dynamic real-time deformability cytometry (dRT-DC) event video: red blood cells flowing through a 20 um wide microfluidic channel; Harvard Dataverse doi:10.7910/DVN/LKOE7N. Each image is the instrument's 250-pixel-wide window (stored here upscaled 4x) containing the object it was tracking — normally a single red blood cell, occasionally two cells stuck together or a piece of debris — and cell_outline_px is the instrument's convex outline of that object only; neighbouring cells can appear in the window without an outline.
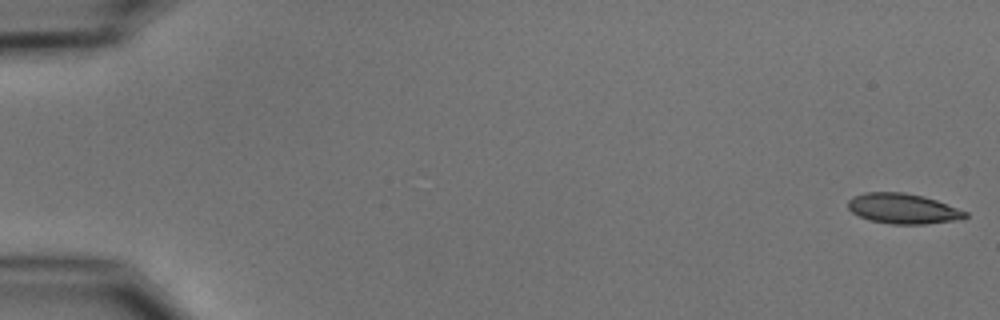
{"species": "common noctule bat (a hibernating species)", "species_latin": "Nyctalus noctula", "temperature_condition": "cold", "stored_images_in_passage": 54, "camera_frame_rate_fps": 3000, "um_per_image_px": 0.085, "animal": {"sex": "male", "body_mass_g": 15.6}, "frame": {"image": 1, "passage_image": 1, "time_ms": 0.0, "image_size_px": [1000, 320], "cell_outline_px": [[968, 216], [956, 220], [924, 224], [892, 224], [868, 220], [852, 212], [848, 208], [848, 200], [852, 196], [864, 192], [904, 192], [924, 196], [936, 200], [968, 212]], "centroid_in_image_um": [76.73, 17.72], "position_along_channel_um": 8.3, "area_um2": 20.69}}
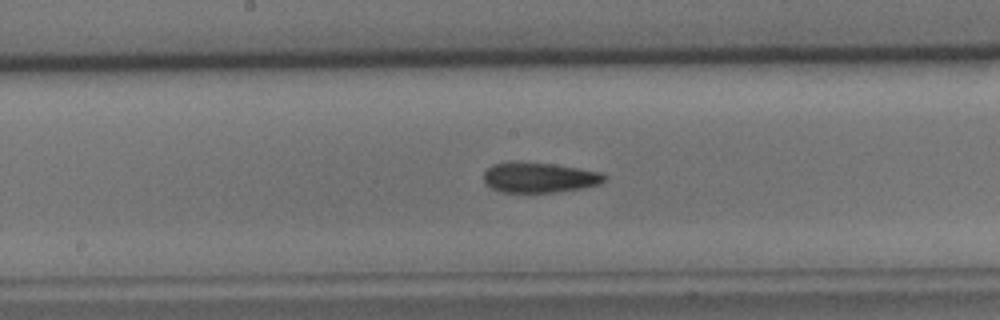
{"frame": {"image": 2, "passage_image": 29, "time_ms": 9.333, "image_size_px": [1000, 320], "cell_outline_px": [[608, 176], [600, 184], [580, 188], [556, 192], [500, 192], [484, 184], [484, 172], [492, 164], [512, 160], [516, 160], [552, 164], [600, 172]], "centroid_in_image_um": [45.78, 15.07], "position_along_channel_um": 202.4, "area_um2": 21.44}}
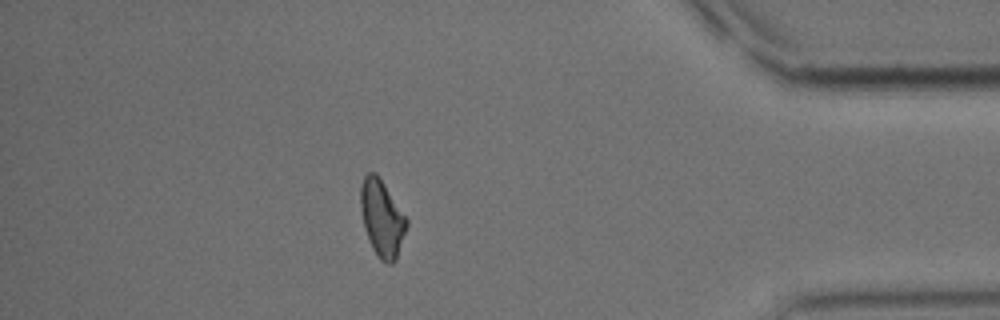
{"frame": {"image": 3, "passage_image": 48, "time_ms": 15.667, "image_size_px": [1000, 320], "cell_outline_px": [[408, 224], [396, 260], [392, 264], [388, 264], [380, 260], [372, 248], [364, 228], [360, 208], [360, 188], [364, 176], [368, 172], [376, 172], [408, 220]], "centroid_in_image_um": [32.45, 18.57], "position_along_channel_um": 402.7, "area_um2": 20.52}, "authors_computed_cell_mechanics": {"area_um2": 20.8947, "velocity_mm_per_s": 3.7173, "shape_relaxation_time_tau1_ms": 5.4116, "shape_relaxation_time_tau2_ms": 4.8302, "deformation_change_tau1": 0.1493, "deformation_change_tau2": 0.1186}}